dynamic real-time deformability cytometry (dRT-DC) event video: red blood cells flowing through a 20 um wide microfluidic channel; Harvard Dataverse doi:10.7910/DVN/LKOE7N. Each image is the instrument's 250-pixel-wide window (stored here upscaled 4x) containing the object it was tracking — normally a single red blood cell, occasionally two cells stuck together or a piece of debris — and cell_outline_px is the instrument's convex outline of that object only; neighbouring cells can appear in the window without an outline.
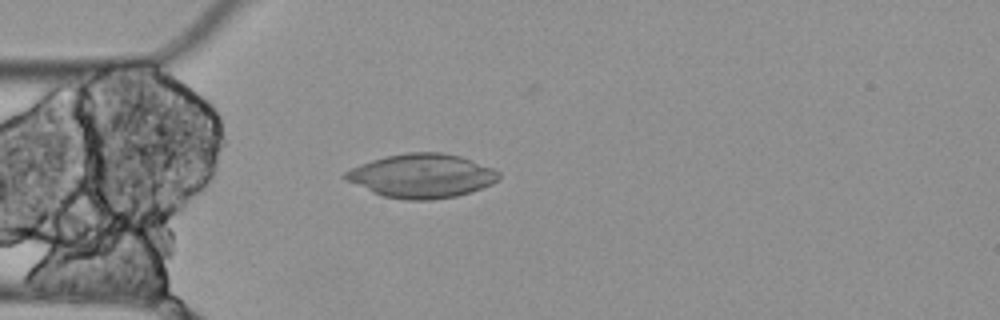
{"species": "Egyptian fruit bat (a non-hibernating species)", "species_latin": "Rousettus aegyptiacus", "temperature_condition": "cold", "stored_images_in_passage": 5, "camera_frame_rate_fps": 3000, "um_per_image_px": 0.085, "animal": {"sex": "female"}, "frame": {"image": 1, "passage_image": 5, "time_ms": 1.333, "image_size_px": [1000, 320], "cell_outline_px": [[500, 180], [492, 184], [456, 196], [432, 200], [408, 200], [384, 196], [372, 192], [340, 176], [344, 172], [360, 164], [384, 156], [408, 152], [444, 152], [460, 156], [492, 168], [500, 172]], "centroid_in_image_um": [35.86, 14.94], "position_along_channel_um": 49.1, "area_um2": 39.13}}